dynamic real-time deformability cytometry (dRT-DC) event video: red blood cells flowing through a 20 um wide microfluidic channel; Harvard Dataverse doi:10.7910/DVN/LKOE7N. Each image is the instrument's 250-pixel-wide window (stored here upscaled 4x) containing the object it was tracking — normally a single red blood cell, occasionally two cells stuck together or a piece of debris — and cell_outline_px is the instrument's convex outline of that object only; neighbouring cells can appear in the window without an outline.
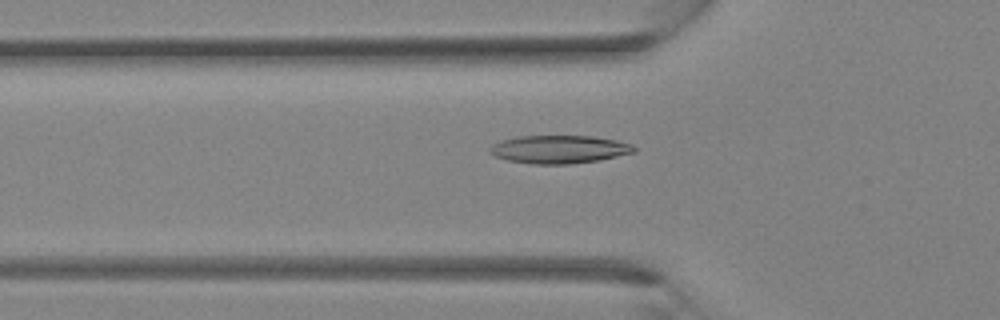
{"species": "Egyptian fruit bat (a non-hibernating species)", "species_latin": "Rousettus aegyptiacus", "temperature_condition": "room temperature", "stored_images_in_passage": 36, "camera_frame_rate_fps": 3000, "um_per_image_px": 0.085, "animal": {"sex": "female"}, "frame": {"image": 1, "passage_image": 12, "time_ms": 3.667, "image_size_px": [1000, 320], "cell_outline_px": [[636, 152], [600, 160], [572, 164], [532, 164], [508, 160], [492, 156], [488, 152], [488, 148], [492, 144], [500, 140], [516, 136], [592, 136], [616, 140], [632, 144], [636, 148]], "centroid_in_image_um": [47.5, 12.69], "position_along_channel_um": 78.3, "area_um2": 23.93}}
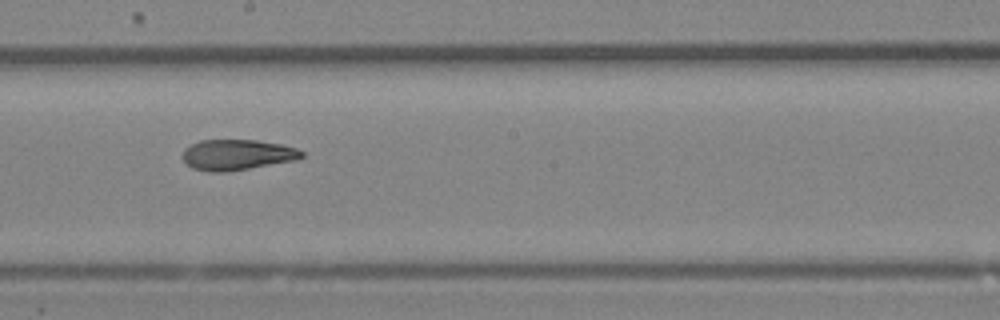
{"frame": {"image": 2, "passage_image": 20, "time_ms": 6.333, "image_size_px": [1000, 320], "cell_outline_px": [[304, 156], [296, 160], [228, 172], [208, 172], [192, 168], [180, 156], [184, 148], [200, 140], [256, 140], [280, 144], [296, 148], [304, 152]], "centroid_in_image_um": [20.13, 13.16], "position_along_channel_um": 228.1, "area_um2": 21.39}}
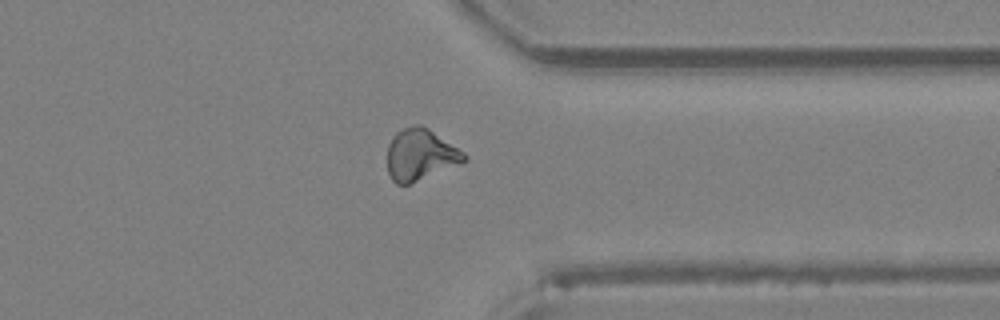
{"frame": {"image": 3, "passage_image": 28, "time_ms": 9.0, "image_size_px": [1000, 320], "cell_outline_px": [[468, 160], [408, 184], [396, 184], [392, 180], [388, 172], [388, 144], [392, 136], [396, 132], [404, 128], [416, 124], [420, 124], [428, 128], [464, 152], [468, 156]], "centroid_in_image_um": [35.71, 13.13], "position_along_channel_um": 375.7, "area_um2": 22.77}}